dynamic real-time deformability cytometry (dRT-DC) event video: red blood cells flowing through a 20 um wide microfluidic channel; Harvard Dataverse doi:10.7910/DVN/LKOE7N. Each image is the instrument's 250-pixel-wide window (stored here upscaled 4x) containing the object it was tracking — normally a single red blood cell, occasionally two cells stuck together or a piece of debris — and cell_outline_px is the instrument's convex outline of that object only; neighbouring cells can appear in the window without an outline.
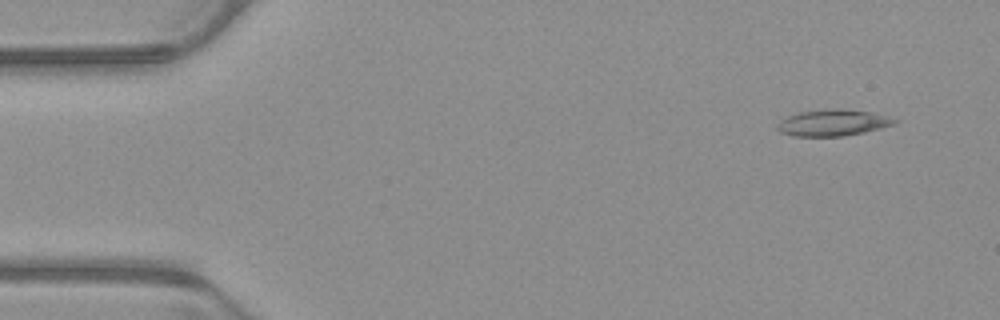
{"species": "common noctule bat (a hibernating species)", "species_latin": "Nyctalus noctula", "temperature_condition": "warm", "stored_images_in_passage": 52, "camera_frame_rate_fps": 3000, "um_per_image_px": 0.085, "animal": {"sex": "male", "body_mass_g": 23.1, "forearm_length_mm": 52.7}, "frame": {"image": 1, "passage_image": 4, "time_ms": 1.0, "image_size_px": [1000, 320], "cell_outline_px": [[900, 120], [896, 124], [864, 132], [840, 136], [792, 136], [780, 132], [776, 128], [788, 116], [800, 112], [836, 108], [872, 112]], "centroid_in_image_um": [70.84, 10.43], "position_along_channel_um": 14.2, "area_um2": 17.74}}
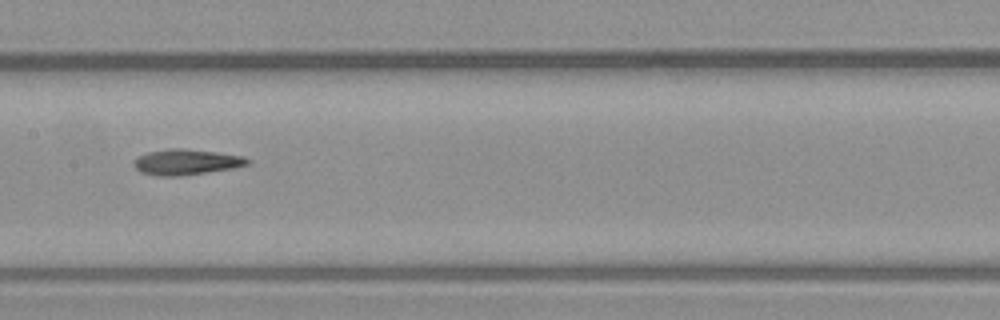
{"frame": {"image": 2, "passage_image": 26, "time_ms": 8.333, "image_size_px": [1000, 320], "cell_outline_px": [[252, 160], [248, 164], [232, 168], [180, 176], [156, 176], [140, 172], [136, 168], [136, 160], [140, 156], [148, 152], [168, 148], [180, 148], [216, 152], [244, 156]], "centroid_in_image_um": [15.86, 13.77], "position_along_channel_um": 191.5, "area_um2": 16.76}}
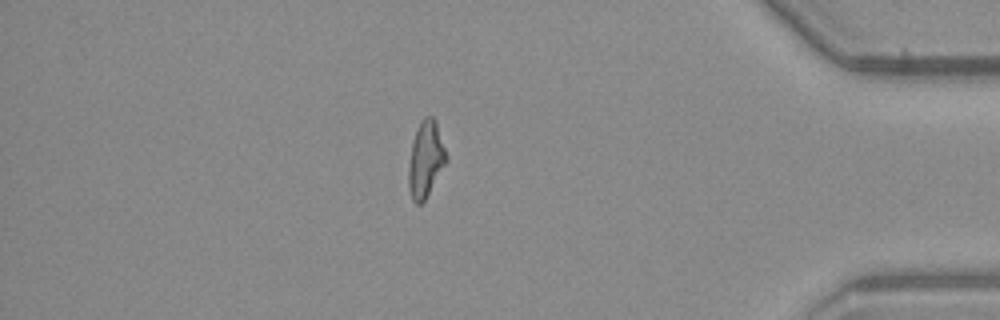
{"frame": {"image": 3, "passage_image": 45, "time_ms": 14.667, "image_size_px": [1000, 320], "cell_outline_px": [[448, 160], [424, 200], [420, 204], [416, 204], [412, 200], [408, 184], [408, 168], [412, 144], [420, 120], [424, 116], [432, 116], [436, 120], [448, 156]], "centroid_in_image_um": [36.19, 13.51], "position_along_channel_um": 399.0, "area_um2": 16.7}, "authors_computed_cell_mechanics": {"area_um2": 16.9354, "velocity_mm_per_s": 3.9301, "shape_relaxation_time_tau1_ms": null, "shape_relaxation_time_tau2_ms": 4.6725, "deformation_change_tau1": null, "deformation_change_tau2": 0.1651}}